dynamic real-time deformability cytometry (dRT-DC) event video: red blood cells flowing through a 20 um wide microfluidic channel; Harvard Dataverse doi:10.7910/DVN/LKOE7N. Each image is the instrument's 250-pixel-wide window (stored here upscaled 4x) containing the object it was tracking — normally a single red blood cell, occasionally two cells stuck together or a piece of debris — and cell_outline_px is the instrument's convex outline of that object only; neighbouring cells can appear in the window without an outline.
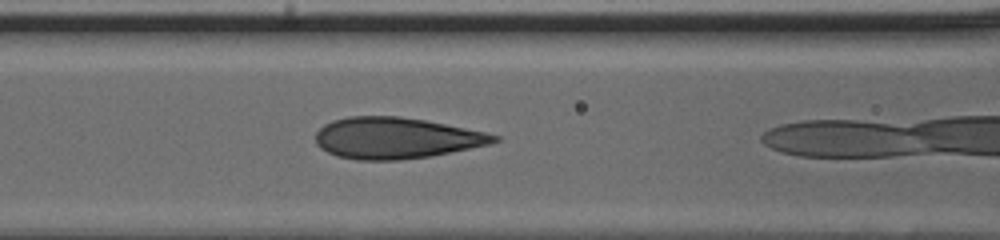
{"species": "human", "species_latin": "Homo sapiens", "temperature_condition": "cold", "stored_images_in_passage": 20, "camera_frame_rate_fps": 3000, "um_per_image_px": 0.085, "donor": {"sex": "male"}, "frame": {"image": 1, "passage_image": 19, "time_ms": 6.0, "image_size_px": [1000, 240], "cell_outline_px": [[500, 140], [488, 144], [432, 156], [400, 160], [356, 160], [336, 156], [320, 148], [316, 144], [316, 132], [324, 124], [332, 120], [348, 116], [400, 116], [424, 120], [484, 132], [500, 136]], "centroid_in_image_um": [33.6, 11.74], "position_along_channel_um": 133.0, "area_um2": 42.77}}